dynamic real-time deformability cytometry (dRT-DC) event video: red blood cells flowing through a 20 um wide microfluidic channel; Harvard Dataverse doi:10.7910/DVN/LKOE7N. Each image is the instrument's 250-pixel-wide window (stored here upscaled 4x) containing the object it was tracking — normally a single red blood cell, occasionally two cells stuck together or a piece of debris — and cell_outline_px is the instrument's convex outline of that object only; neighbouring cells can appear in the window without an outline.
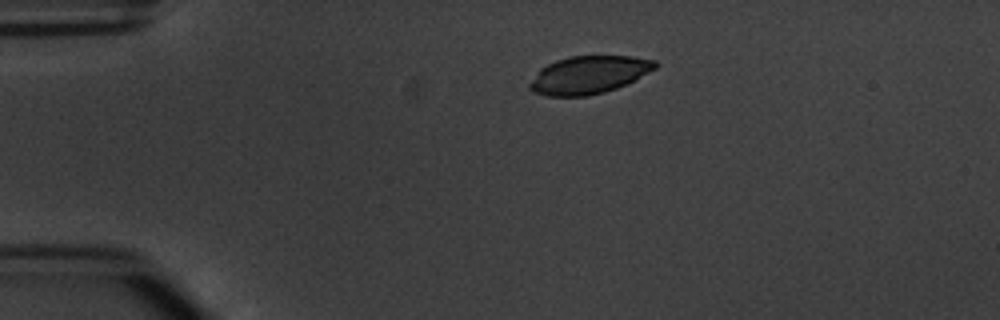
{"species": "common noctule bat (a hibernating species)", "species_latin": "Nyctalus noctula", "temperature_condition": "warm", "stored_images_in_passage": 4, "camera_frame_rate_fps": 3000, "um_per_image_px": 0.085, "animal": {"sex": "male", "body_mass_g": 20.1, "forearm_length_mm": 53.5}, "frame": {"image": 1, "passage_image": 2, "time_ms": 1.333, "image_size_px": [1000, 320], "cell_outline_px": [[660, 64], [656, 68], [616, 88], [604, 92], [588, 96], [548, 96], [532, 92], [528, 88], [528, 84], [540, 68], [556, 60], [568, 56], [632, 56], [656, 60]], "centroid_in_image_um": [50.02, 6.36], "position_along_channel_um": 35.0, "area_um2": 27.57}}